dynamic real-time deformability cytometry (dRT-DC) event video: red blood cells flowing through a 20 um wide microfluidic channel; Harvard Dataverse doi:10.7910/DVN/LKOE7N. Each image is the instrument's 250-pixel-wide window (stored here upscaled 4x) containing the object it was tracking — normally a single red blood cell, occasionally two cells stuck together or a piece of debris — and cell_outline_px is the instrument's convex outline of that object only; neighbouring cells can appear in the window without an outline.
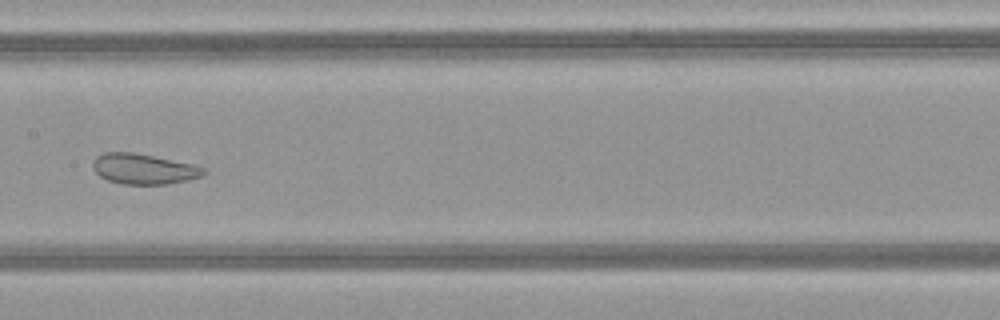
{"species": "common noctule bat (a hibernating species)", "species_latin": "Nyctalus noctula", "temperature_condition": "warm", "stored_images_in_passage": 50, "camera_frame_rate_fps": 3000, "um_per_image_px": 0.085, "animal": {"sex": "female", "body_mass_g": 21.9}, "frame": {"image": 1, "passage_image": 26, "time_ms": 8.333, "image_size_px": [1000, 320], "cell_outline_px": [[208, 172], [200, 176], [168, 184], [124, 184], [108, 180], [100, 176], [92, 168], [92, 164], [96, 156], [104, 152], [136, 152], [196, 164], [204, 168]], "centroid_in_image_um": [12.22, 14.34], "position_along_channel_um": 195.2, "area_um2": 19.77}}
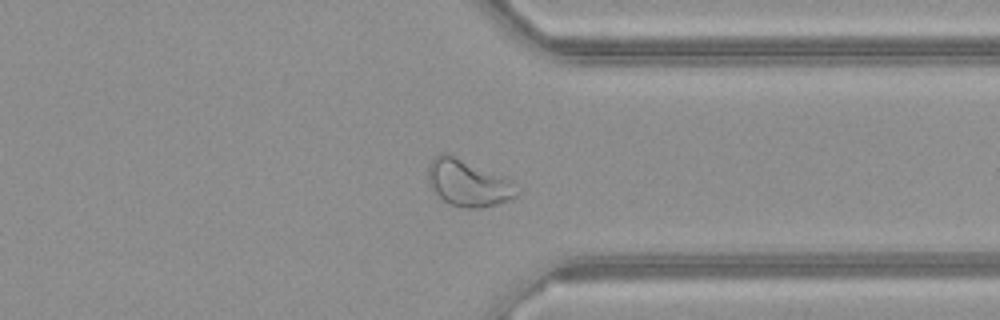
{"frame": {"image": 2, "passage_image": 39, "time_ms": 12.667, "image_size_px": [1000, 320], "cell_outline_px": [[524, 188], [512, 200], [480, 208], [464, 208], [448, 204], [432, 188], [428, 180], [428, 164], [440, 152], [448, 152], [500, 176]], "centroid_in_image_um": [39.81, 15.56], "position_along_channel_um": 371.6, "area_um2": 24.16}}
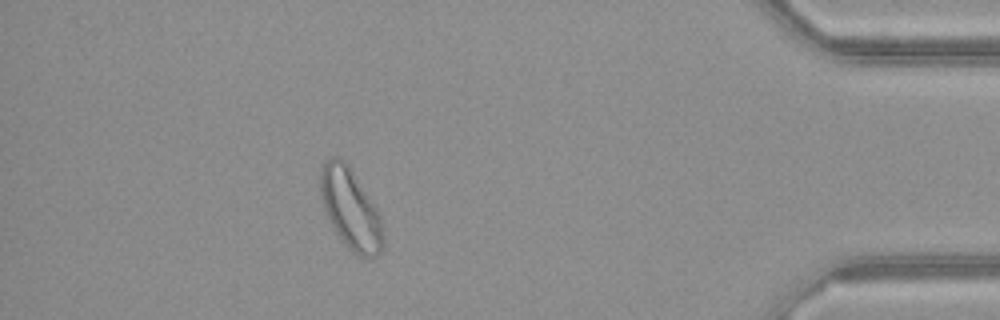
{"frame": {"image": 3, "passage_image": 45, "time_ms": 14.667, "image_size_px": [1000, 320], "cell_outline_px": [[384, 244], [380, 252], [372, 260], [356, 256], [340, 240], [328, 216], [320, 192], [320, 168], [332, 156], [336, 156], [344, 160], [352, 168], [376, 208], [380, 216], [384, 232]], "centroid_in_image_um": [29.83, 17.79], "position_along_channel_um": 405.4, "area_um2": 29.65}, "authors_computed_cell_mechanics": {"area_um2": 27.5995, "velocity_mm_per_s": 4.1082, "shape_relaxation_time_tau1_ms": null, "shape_relaxation_time_tau2_ms": 1.7868, "deformation_change_tau1": null, "deformation_change_tau2": 0.0812}}